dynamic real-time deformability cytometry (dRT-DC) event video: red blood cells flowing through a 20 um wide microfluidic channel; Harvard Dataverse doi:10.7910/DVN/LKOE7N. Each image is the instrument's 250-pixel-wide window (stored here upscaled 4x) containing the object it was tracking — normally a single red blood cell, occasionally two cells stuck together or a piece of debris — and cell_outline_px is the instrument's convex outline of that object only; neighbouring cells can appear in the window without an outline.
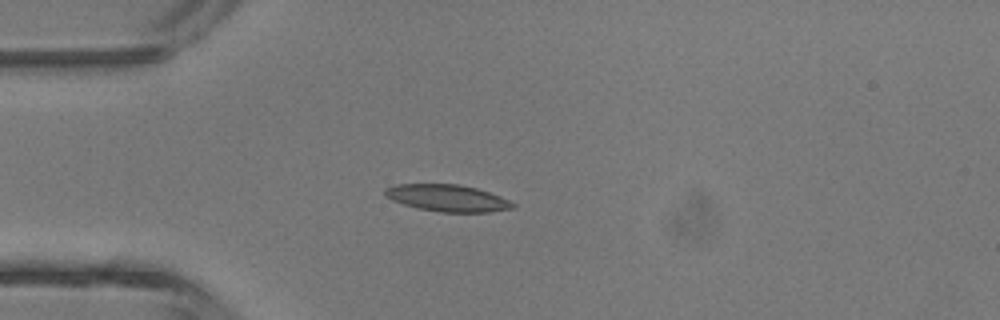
{"species": "common noctule bat (a hibernating species)", "species_latin": "Nyctalus noctula", "temperature_condition": "room temperature", "stored_images_in_passage": 4, "camera_frame_rate_fps": 3000, "um_per_image_px": 0.085, "animal": {"sex": "male", "body_mass_g": 13.3}, "frame": {"image": 1, "passage_image": 3, "time_ms": 3.333, "image_size_px": [1000, 320], "cell_outline_px": [[516, 208], [488, 212], [440, 212], [420, 208], [404, 204], [392, 200], [384, 196], [384, 188], [396, 184], [460, 184], [476, 188], [500, 196], [516, 204]], "centroid_in_image_um": [38.03, 16.83], "position_along_channel_um": 47.0, "area_um2": 20.0}}